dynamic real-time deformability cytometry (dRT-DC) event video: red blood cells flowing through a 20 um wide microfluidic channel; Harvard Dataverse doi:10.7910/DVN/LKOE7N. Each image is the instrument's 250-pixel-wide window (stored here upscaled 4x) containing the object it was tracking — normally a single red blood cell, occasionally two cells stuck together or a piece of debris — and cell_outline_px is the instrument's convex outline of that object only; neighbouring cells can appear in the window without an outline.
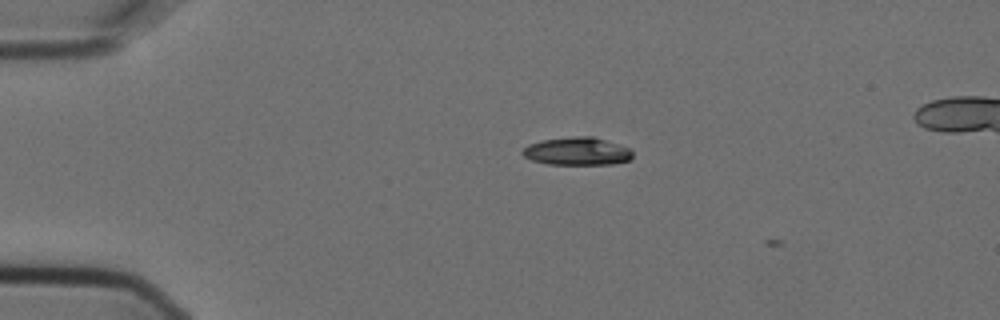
{"species": "Egyptian fruit bat (a non-hibernating species)", "species_latin": "Rousettus aegyptiacus", "temperature_condition": "cold", "stored_images_in_passage": 4, "camera_frame_rate_fps": 3000, "um_per_image_px": 0.085, "animal": {"sex": "female"}, "frame": {"image": 1, "passage_image": 3, "time_ms": 0.667, "image_size_px": [1000, 320], "cell_outline_px": [[632, 156], [628, 160], [612, 164], [548, 164], [532, 160], [524, 156], [520, 152], [528, 144], [544, 140], [572, 136], [592, 136], [632, 148]], "centroid_in_image_um": [49.06, 12.85], "position_along_channel_um": 35.9, "area_um2": 17.86}}